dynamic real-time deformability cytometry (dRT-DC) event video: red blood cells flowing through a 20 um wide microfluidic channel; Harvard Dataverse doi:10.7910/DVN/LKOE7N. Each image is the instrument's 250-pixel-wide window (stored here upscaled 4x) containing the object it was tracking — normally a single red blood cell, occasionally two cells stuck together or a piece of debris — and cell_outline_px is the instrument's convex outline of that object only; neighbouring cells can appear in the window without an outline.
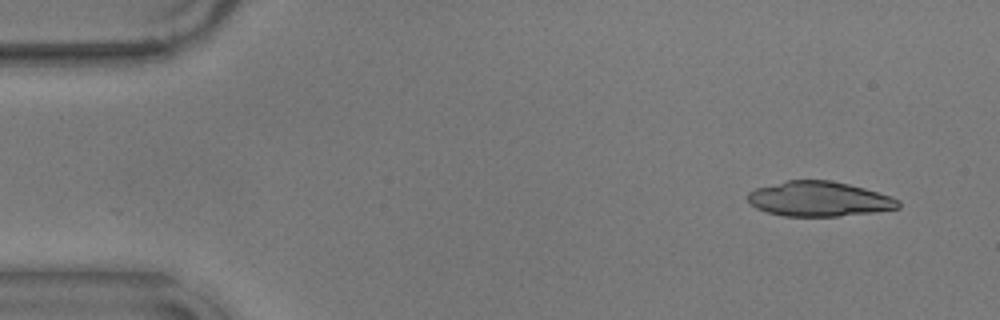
{"species": "common noctule bat (a hibernating species)", "species_latin": "Nyctalus noctula", "temperature_condition": "warm", "stored_images_in_passage": 14, "camera_frame_rate_fps": 3000, "um_per_image_px": 0.085, "animal": {"sex": "male", "body_mass_g": 17.9}, "frame": {"image": 1, "passage_image": 1, "time_ms": 0.0, "image_size_px": [1000, 320], "cell_outline_px": [[900, 208], [876, 212], [840, 216], [784, 216], [768, 212], [756, 208], [748, 200], [748, 192], [756, 188], [788, 180], [832, 180], [864, 188], [892, 196], [900, 200]], "centroid_in_image_um": [69.66, 16.91], "position_along_channel_um": 15.3, "area_um2": 30.63}}